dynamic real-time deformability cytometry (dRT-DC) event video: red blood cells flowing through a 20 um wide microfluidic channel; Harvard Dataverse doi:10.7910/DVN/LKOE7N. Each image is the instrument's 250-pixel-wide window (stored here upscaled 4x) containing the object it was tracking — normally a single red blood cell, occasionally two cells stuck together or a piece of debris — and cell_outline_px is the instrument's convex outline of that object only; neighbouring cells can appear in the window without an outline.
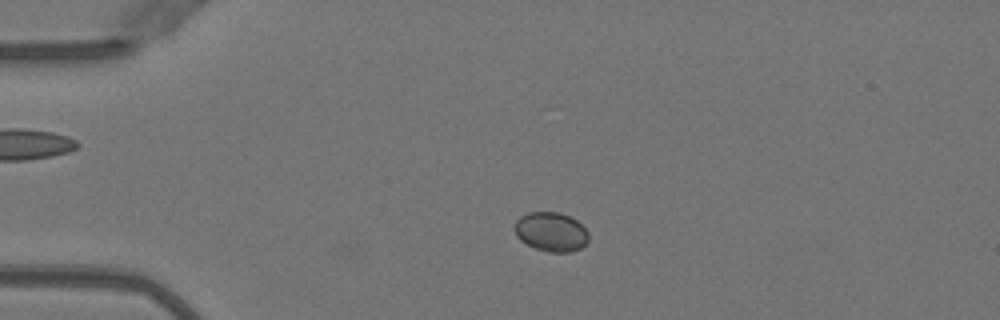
{"species": "Egyptian fruit bat (a non-hibernating species)", "species_latin": "Rousettus aegyptiacus", "temperature_condition": "warm", "stored_images_in_passage": 48, "camera_frame_rate_fps": 3000, "um_per_image_px": 0.085, "animal": {"sex": "female"}, "frame": {"image": 1, "passage_image": 9, "time_ms": 2.667, "image_size_px": [1000, 320], "cell_outline_px": [[588, 240], [580, 248], [572, 252], [548, 252], [536, 248], [520, 240], [516, 236], [512, 228], [516, 220], [520, 216], [528, 212], [560, 212], [576, 220], [588, 232]], "centroid_in_image_um": [46.8, 19.7], "position_along_channel_um": 38.2, "area_um2": 16.99}}
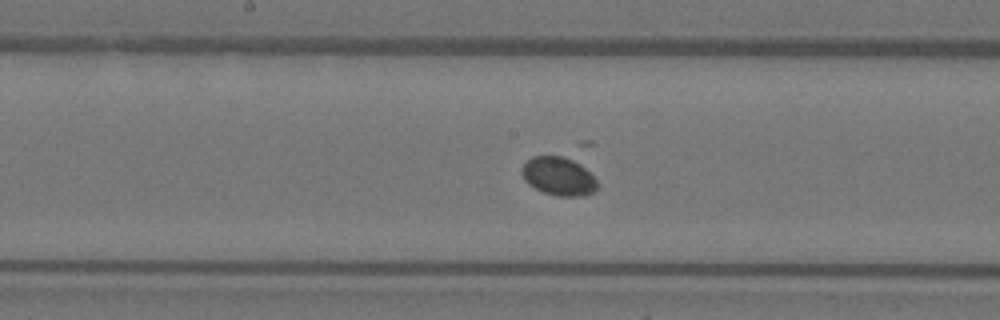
{"frame": {"image": 2, "passage_image": 24, "time_ms": 7.667, "image_size_px": [1000, 320], "cell_outline_px": [[596, 188], [592, 192], [584, 196], [556, 196], [544, 192], [528, 184], [524, 180], [520, 172], [524, 164], [532, 156], [560, 156], [572, 160], [580, 164], [596, 180]], "centroid_in_image_um": [47.44, 14.99], "position_along_channel_um": 200.8, "area_um2": 16.65}}
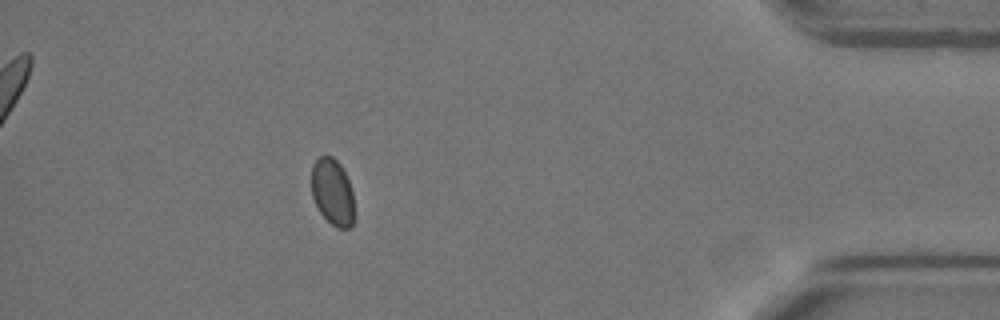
{"frame": {"image": 3, "passage_image": 43, "time_ms": 14.0, "image_size_px": [1000, 320], "cell_outline_px": [[352, 224], [348, 228], [336, 228], [320, 212], [312, 196], [312, 164], [320, 156], [332, 156], [340, 164], [348, 180], [352, 192]], "centroid_in_image_um": [28.24, 16.3], "position_along_channel_um": 407.0, "area_um2": 16.18}}